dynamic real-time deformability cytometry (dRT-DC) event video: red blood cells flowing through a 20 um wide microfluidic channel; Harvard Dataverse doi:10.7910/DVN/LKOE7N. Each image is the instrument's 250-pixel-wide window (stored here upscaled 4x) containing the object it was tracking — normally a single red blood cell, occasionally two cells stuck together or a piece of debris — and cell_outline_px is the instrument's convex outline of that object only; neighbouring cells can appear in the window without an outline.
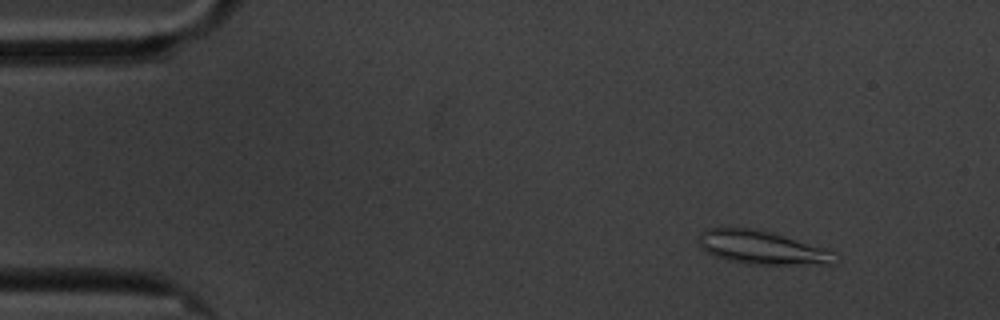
{"species": "common noctule bat (a hibernating species)", "species_latin": "Nyctalus noctula", "temperature_condition": "cold", "stored_images_in_passage": 58, "segment_of_instrument_passage": [1, 2], "camera_frame_rate_fps": 3000, "um_per_image_px": 0.085, "animal": {"sex": "male", "body_mass_g": 20.1, "forearm_length_mm": 53.5}, "frame": {"image": 1, "passage_image": 5, "time_ms": 1.333, "image_size_px": [1000, 320], "cell_outline_px": [[832, 264], [744, 264], [728, 260], [716, 256], [708, 252], [700, 244], [700, 232], [708, 228], [752, 228], [772, 232], [824, 248], [832, 252]], "centroid_in_image_um": [64.71, 21.03], "position_along_channel_um": 20.3, "area_um2": 25.89}}
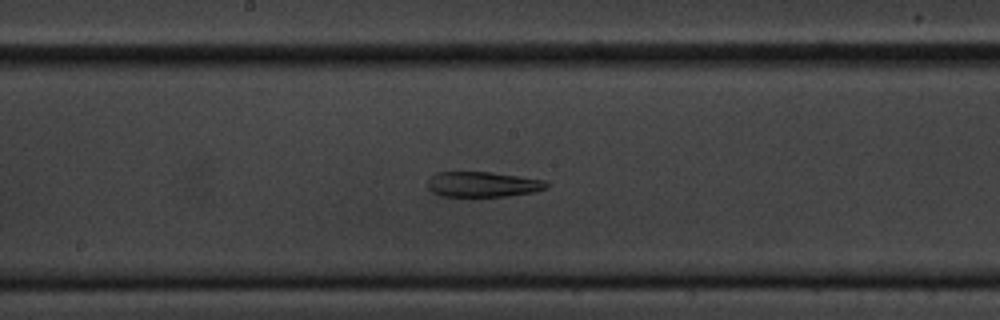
{"frame": {"image": 2, "passage_image": 29, "time_ms": 9.333, "image_size_px": [1000, 320], "cell_outline_px": [[552, 184], [548, 188], [532, 192], [508, 196], [472, 200], [440, 196], [432, 192], [428, 188], [428, 180], [436, 172], [492, 172], [544, 180]], "centroid_in_image_um": [41.01, 15.73], "position_along_channel_um": 207.2, "area_um2": 18.55}}
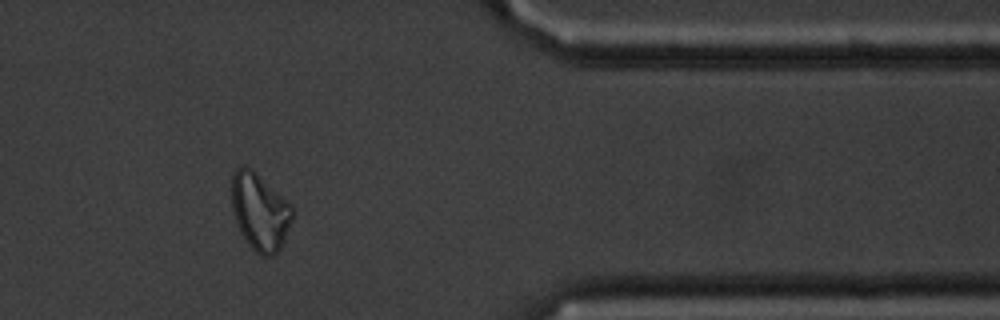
{"frame": {"image": 3, "passage_image": 47, "time_ms": 15.333, "image_size_px": [1000, 320], "cell_outline_px": [[292, 220], [284, 240], [280, 248], [272, 256], [260, 256], [248, 244], [236, 220], [232, 208], [232, 172], [236, 168], [244, 164], [252, 168], [288, 200], [292, 208]], "centroid_in_image_um": [22.09, 17.95], "position_along_channel_um": 389.3, "area_um2": 27.22}}